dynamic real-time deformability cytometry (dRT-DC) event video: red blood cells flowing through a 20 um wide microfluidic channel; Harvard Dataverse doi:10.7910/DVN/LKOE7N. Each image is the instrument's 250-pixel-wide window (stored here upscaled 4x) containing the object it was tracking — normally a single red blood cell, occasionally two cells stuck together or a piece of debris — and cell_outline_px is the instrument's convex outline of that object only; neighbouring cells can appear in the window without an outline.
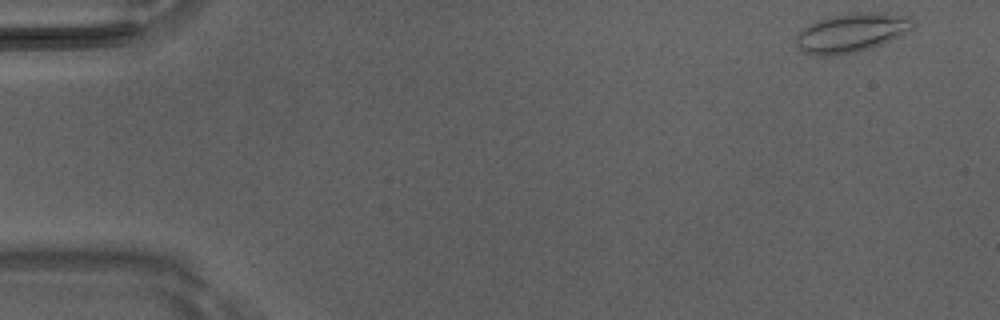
{"species": "Egyptian fruit bat (a non-hibernating species)", "species_latin": "Rousettus aegyptiacus", "temperature_condition": "room temperature", "stored_images_in_passage": 4, "camera_frame_rate_fps": 3000, "um_per_image_px": 0.085, "animal": {"sex": "male"}, "frame": {"image": 1, "passage_image": 1, "time_ms": 0.0, "image_size_px": [1000, 320], "cell_outline_px": [[916, 24], [912, 28], [880, 44], [856, 52], [836, 56], [812, 56], [804, 52], [796, 44], [796, 36], [800, 28], [808, 24], [828, 16], [856, 12], [880, 12], [908, 16]], "centroid_in_image_um": [72.3, 2.78], "position_along_channel_um": 12.7, "area_um2": 26.59}}